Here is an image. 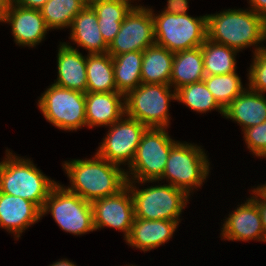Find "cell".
<instances>
[{
    "label": "cell",
    "mask_w": 266,
    "mask_h": 266,
    "mask_svg": "<svg viewBox=\"0 0 266 266\" xmlns=\"http://www.w3.org/2000/svg\"><path fill=\"white\" fill-rule=\"evenodd\" d=\"M203 81L223 110L246 89L243 88L241 77L236 72L225 75H206Z\"/></svg>",
    "instance_id": "cell-30"
},
{
    "label": "cell",
    "mask_w": 266,
    "mask_h": 266,
    "mask_svg": "<svg viewBox=\"0 0 266 266\" xmlns=\"http://www.w3.org/2000/svg\"><path fill=\"white\" fill-rule=\"evenodd\" d=\"M108 128L109 131L100 143L101 145L96 153L111 163L119 166L121 164L128 165L129 167L148 127L138 120L124 115Z\"/></svg>",
    "instance_id": "cell-11"
},
{
    "label": "cell",
    "mask_w": 266,
    "mask_h": 266,
    "mask_svg": "<svg viewBox=\"0 0 266 266\" xmlns=\"http://www.w3.org/2000/svg\"><path fill=\"white\" fill-rule=\"evenodd\" d=\"M174 53L154 44L143 51L141 65L142 84L170 85Z\"/></svg>",
    "instance_id": "cell-24"
},
{
    "label": "cell",
    "mask_w": 266,
    "mask_h": 266,
    "mask_svg": "<svg viewBox=\"0 0 266 266\" xmlns=\"http://www.w3.org/2000/svg\"><path fill=\"white\" fill-rule=\"evenodd\" d=\"M221 229L222 240L266 242L257 204L251 198L228 215Z\"/></svg>",
    "instance_id": "cell-15"
},
{
    "label": "cell",
    "mask_w": 266,
    "mask_h": 266,
    "mask_svg": "<svg viewBox=\"0 0 266 266\" xmlns=\"http://www.w3.org/2000/svg\"><path fill=\"white\" fill-rule=\"evenodd\" d=\"M165 84H140L125 95V115L148 128H166L170 124V103L176 90Z\"/></svg>",
    "instance_id": "cell-7"
},
{
    "label": "cell",
    "mask_w": 266,
    "mask_h": 266,
    "mask_svg": "<svg viewBox=\"0 0 266 266\" xmlns=\"http://www.w3.org/2000/svg\"><path fill=\"white\" fill-rule=\"evenodd\" d=\"M48 0H15L14 3L29 9L40 10Z\"/></svg>",
    "instance_id": "cell-36"
},
{
    "label": "cell",
    "mask_w": 266,
    "mask_h": 266,
    "mask_svg": "<svg viewBox=\"0 0 266 266\" xmlns=\"http://www.w3.org/2000/svg\"><path fill=\"white\" fill-rule=\"evenodd\" d=\"M178 225L176 221L170 220L134 218L130 235L125 242L145 253L167 243Z\"/></svg>",
    "instance_id": "cell-19"
},
{
    "label": "cell",
    "mask_w": 266,
    "mask_h": 266,
    "mask_svg": "<svg viewBox=\"0 0 266 266\" xmlns=\"http://www.w3.org/2000/svg\"><path fill=\"white\" fill-rule=\"evenodd\" d=\"M70 37L77 47H82L88 54H104L108 51L99 30L98 17L93 8L87 4L73 19Z\"/></svg>",
    "instance_id": "cell-20"
},
{
    "label": "cell",
    "mask_w": 266,
    "mask_h": 266,
    "mask_svg": "<svg viewBox=\"0 0 266 266\" xmlns=\"http://www.w3.org/2000/svg\"><path fill=\"white\" fill-rule=\"evenodd\" d=\"M143 52L132 51L112 56L117 92L126 95L142 83Z\"/></svg>",
    "instance_id": "cell-26"
},
{
    "label": "cell",
    "mask_w": 266,
    "mask_h": 266,
    "mask_svg": "<svg viewBox=\"0 0 266 266\" xmlns=\"http://www.w3.org/2000/svg\"><path fill=\"white\" fill-rule=\"evenodd\" d=\"M247 148L257 157L266 158V121L243 130Z\"/></svg>",
    "instance_id": "cell-32"
},
{
    "label": "cell",
    "mask_w": 266,
    "mask_h": 266,
    "mask_svg": "<svg viewBox=\"0 0 266 266\" xmlns=\"http://www.w3.org/2000/svg\"><path fill=\"white\" fill-rule=\"evenodd\" d=\"M128 0H91L88 4L97 17L99 30L105 43L109 46L120 30L126 15L135 6Z\"/></svg>",
    "instance_id": "cell-22"
},
{
    "label": "cell",
    "mask_w": 266,
    "mask_h": 266,
    "mask_svg": "<svg viewBox=\"0 0 266 266\" xmlns=\"http://www.w3.org/2000/svg\"><path fill=\"white\" fill-rule=\"evenodd\" d=\"M253 193H251L253 196H250V198L257 204L259 214L261 217L264 233L266 236V202L263 201L253 190ZM255 195V196H254Z\"/></svg>",
    "instance_id": "cell-34"
},
{
    "label": "cell",
    "mask_w": 266,
    "mask_h": 266,
    "mask_svg": "<svg viewBox=\"0 0 266 266\" xmlns=\"http://www.w3.org/2000/svg\"><path fill=\"white\" fill-rule=\"evenodd\" d=\"M63 169L70 180L64 186L88 202L118 194L127 185L126 170L100 157L64 161Z\"/></svg>",
    "instance_id": "cell-1"
},
{
    "label": "cell",
    "mask_w": 266,
    "mask_h": 266,
    "mask_svg": "<svg viewBox=\"0 0 266 266\" xmlns=\"http://www.w3.org/2000/svg\"><path fill=\"white\" fill-rule=\"evenodd\" d=\"M91 204L95 231L109 227L123 232L124 240L129 237L135 212L133 198L127 186L118 194L97 199Z\"/></svg>",
    "instance_id": "cell-13"
},
{
    "label": "cell",
    "mask_w": 266,
    "mask_h": 266,
    "mask_svg": "<svg viewBox=\"0 0 266 266\" xmlns=\"http://www.w3.org/2000/svg\"><path fill=\"white\" fill-rule=\"evenodd\" d=\"M151 13L154 19L155 44L172 53L200 47L207 39V14L191 17L187 14Z\"/></svg>",
    "instance_id": "cell-5"
},
{
    "label": "cell",
    "mask_w": 266,
    "mask_h": 266,
    "mask_svg": "<svg viewBox=\"0 0 266 266\" xmlns=\"http://www.w3.org/2000/svg\"><path fill=\"white\" fill-rule=\"evenodd\" d=\"M13 2V0H0V17L12 5Z\"/></svg>",
    "instance_id": "cell-38"
},
{
    "label": "cell",
    "mask_w": 266,
    "mask_h": 266,
    "mask_svg": "<svg viewBox=\"0 0 266 266\" xmlns=\"http://www.w3.org/2000/svg\"><path fill=\"white\" fill-rule=\"evenodd\" d=\"M41 218V210L34 203L0 192V227L14 234L16 240Z\"/></svg>",
    "instance_id": "cell-16"
},
{
    "label": "cell",
    "mask_w": 266,
    "mask_h": 266,
    "mask_svg": "<svg viewBox=\"0 0 266 266\" xmlns=\"http://www.w3.org/2000/svg\"><path fill=\"white\" fill-rule=\"evenodd\" d=\"M201 146L177 141L171 148L162 176L157 181H136L138 184L153 183L166 179L168 184L191 196L201 188L210 171V162Z\"/></svg>",
    "instance_id": "cell-4"
},
{
    "label": "cell",
    "mask_w": 266,
    "mask_h": 266,
    "mask_svg": "<svg viewBox=\"0 0 266 266\" xmlns=\"http://www.w3.org/2000/svg\"><path fill=\"white\" fill-rule=\"evenodd\" d=\"M155 44L154 19L151 8L134 6L121 23L120 30L108 46L111 56L140 51Z\"/></svg>",
    "instance_id": "cell-12"
},
{
    "label": "cell",
    "mask_w": 266,
    "mask_h": 266,
    "mask_svg": "<svg viewBox=\"0 0 266 266\" xmlns=\"http://www.w3.org/2000/svg\"><path fill=\"white\" fill-rule=\"evenodd\" d=\"M87 92H117L109 53L86 56Z\"/></svg>",
    "instance_id": "cell-25"
},
{
    "label": "cell",
    "mask_w": 266,
    "mask_h": 266,
    "mask_svg": "<svg viewBox=\"0 0 266 266\" xmlns=\"http://www.w3.org/2000/svg\"><path fill=\"white\" fill-rule=\"evenodd\" d=\"M5 153L0 162V192L26 199L42 210L58 182L43 174L30 159L18 157L10 149Z\"/></svg>",
    "instance_id": "cell-3"
},
{
    "label": "cell",
    "mask_w": 266,
    "mask_h": 266,
    "mask_svg": "<svg viewBox=\"0 0 266 266\" xmlns=\"http://www.w3.org/2000/svg\"><path fill=\"white\" fill-rule=\"evenodd\" d=\"M51 213L58 226L65 232L82 235L95 231L91 202L57 183L51 190L41 210V217Z\"/></svg>",
    "instance_id": "cell-8"
},
{
    "label": "cell",
    "mask_w": 266,
    "mask_h": 266,
    "mask_svg": "<svg viewBox=\"0 0 266 266\" xmlns=\"http://www.w3.org/2000/svg\"><path fill=\"white\" fill-rule=\"evenodd\" d=\"M250 9L266 20V0H249Z\"/></svg>",
    "instance_id": "cell-35"
},
{
    "label": "cell",
    "mask_w": 266,
    "mask_h": 266,
    "mask_svg": "<svg viewBox=\"0 0 266 266\" xmlns=\"http://www.w3.org/2000/svg\"><path fill=\"white\" fill-rule=\"evenodd\" d=\"M207 38L238 52L253 46L256 53L266 47L262 43L266 40V20L250 8L208 14Z\"/></svg>",
    "instance_id": "cell-2"
},
{
    "label": "cell",
    "mask_w": 266,
    "mask_h": 266,
    "mask_svg": "<svg viewBox=\"0 0 266 266\" xmlns=\"http://www.w3.org/2000/svg\"><path fill=\"white\" fill-rule=\"evenodd\" d=\"M205 76L201 46L174 53L170 77L174 90L203 81Z\"/></svg>",
    "instance_id": "cell-23"
},
{
    "label": "cell",
    "mask_w": 266,
    "mask_h": 266,
    "mask_svg": "<svg viewBox=\"0 0 266 266\" xmlns=\"http://www.w3.org/2000/svg\"><path fill=\"white\" fill-rule=\"evenodd\" d=\"M57 54L58 76L55 85L70 90L87 92L86 56L69 43L60 42Z\"/></svg>",
    "instance_id": "cell-18"
},
{
    "label": "cell",
    "mask_w": 266,
    "mask_h": 266,
    "mask_svg": "<svg viewBox=\"0 0 266 266\" xmlns=\"http://www.w3.org/2000/svg\"><path fill=\"white\" fill-rule=\"evenodd\" d=\"M167 6L161 12L187 14L188 0H167Z\"/></svg>",
    "instance_id": "cell-33"
},
{
    "label": "cell",
    "mask_w": 266,
    "mask_h": 266,
    "mask_svg": "<svg viewBox=\"0 0 266 266\" xmlns=\"http://www.w3.org/2000/svg\"><path fill=\"white\" fill-rule=\"evenodd\" d=\"M248 72V88L265 94L266 92V47L253 54V62Z\"/></svg>",
    "instance_id": "cell-31"
},
{
    "label": "cell",
    "mask_w": 266,
    "mask_h": 266,
    "mask_svg": "<svg viewBox=\"0 0 266 266\" xmlns=\"http://www.w3.org/2000/svg\"><path fill=\"white\" fill-rule=\"evenodd\" d=\"M135 180H127L130 189L135 218L145 220H170L178 224L182 210L187 207L190 198L184 191L170 184L148 186L147 188L136 187Z\"/></svg>",
    "instance_id": "cell-6"
},
{
    "label": "cell",
    "mask_w": 266,
    "mask_h": 266,
    "mask_svg": "<svg viewBox=\"0 0 266 266\" xmlns=\"http://www.w3.org/2000/svg\"><path fill=\"white\" fill-rule=\"evenodd\" d=\"M47 122L64 131L86 127L85 93L54 83L41 94L38 105Z\"/></svg>",
    "instance_id": "cell-10"
},
{
    "label": "cell",
    "mask_w": 266,
    "mask_h": 266,
    "mask_svg": "<svg viewBox=\"0 0 266 266\" xmlns=\"http://www.w3.org/2000/svg\"><path fill=\"white\" fill-rule=\"evenodd\" d=\"M224 117L237 122L242 131L259 125L266 121V96L246 87L224 110Z\"/></svg>",
    "instance_id": "cell-21"
},
{
    "label": "cell",
    "mask_w": 266,
    "mask_h": 266,
    "mask_svg": "<svg viewBox=\"0 0 266 266\" xmlns=\"http://www.w3.org/2000/svg\"><path fill=\"white\" fill-rule=\"evenodd\" d=\"M0 22L9 23L14 42L22 47H36L49 31L40 10L24 8L14 2L0 17Z\"/></svg>",
    "instance_id": "cell-14"
},
{
    "label": "cell",
    "mask_w": 266,
    "mask_h": 266,
    "mask_svg": "<svg viewBox=\"0 0 266 266\" xmlns=\"http://www.w3.org/2000/svg\"><path fill=\"white\" fill-rule=\"evenodd\" d=\"M176 101L185 104L194 112L205 113L218 110L224 116V110L218 105L204 81L180 87L176 91Z\"/></svg>",
    "instance_id": "cell-29"
},
{
    "label": "cell",
    "mask_w": 266,
    "mask_h": 266,
    "mask_svg": "<svg viewBox=\"0 0 266 266\" xmlns=\"http://www.w3.org/2000/svg\"><path fill=\"white\" fill-rule=\"evenodd\" d=\"M253 191L263 200L266 202V183L257 188H254Z\"/></svg>",
    "instance_id": "cell-37"
},
{
    "label": "cell",
    "mask_w": 266,
    "mask_h": 266,
    "mask_svg": "<svg viewBox=\"0 0 266 266\" xmlns=\"http://www.w3.org/2000/svg\"><path fill=\"white\" fill-rule=\"evenodd\" d=\"M205 75H225L236 72L237 50L209 40L201 45Z\"/></svg>",
    "instance_id": "cell-27"
},
{
    "label": "cell",
    "mask_w": 266,
    "mask_h": 266,
    "mask_svg": "<svg viewBox=\"0 0 266 266\" xmlns=\"http://www.w3.org/2000/svg\"><path fill=\"white\" fill-rule=\"evenodd\" d=\"M50 266H77L74 262H70L68 259H61L60 261L53 262Z\"/></svg>",
    "instance_id": "cell-39"
},
{
    "label": "cell",
    "mask_w": 266,
    "mask_h": 266,
    "mask_svg": "<svg viewBox=\"0 0 266 266\" xmlns=\"http://www.w3.org/2000/svg\"><path fill=\"white\" fill-rule=\"evenodd\" d=\"M88 4L87 0H48L40 9L49 30L70 28L74 17Z\"/></svg>",
    "instance_id": "cell-28"
},
{
    "label": "cell",
    "mask_w": 266,
    "mask_h": 266,
    "mask_svg": "<svg viewBox=\"0 0 266 266\" xmlns=\"http://www.w3.org/2000/svg\"><path fill=\"white\" fill-rule=\"evenodd\" d=\"M85 113L86 127H108L125 115V95L120 92H86Z\"/></svg>",
    "instance_id": "cell-17"
},
{
    "label": "cell",
    "mask_w": 266,
    "mask_h": 266,
    "mask_svg": "<svg viewBox=\"0 0 266 266\" xmlns=\"http://www.w3.org/2000/svg\"><path fill=\"white\" fill-rule=\"evenodd\" d=\"M173 140L166 128H148L137 147L133 162L126 171L127 180L157 181L163 174Z\"/></svg>",
    "instance_id": "cell-9"
}]
</instances>
